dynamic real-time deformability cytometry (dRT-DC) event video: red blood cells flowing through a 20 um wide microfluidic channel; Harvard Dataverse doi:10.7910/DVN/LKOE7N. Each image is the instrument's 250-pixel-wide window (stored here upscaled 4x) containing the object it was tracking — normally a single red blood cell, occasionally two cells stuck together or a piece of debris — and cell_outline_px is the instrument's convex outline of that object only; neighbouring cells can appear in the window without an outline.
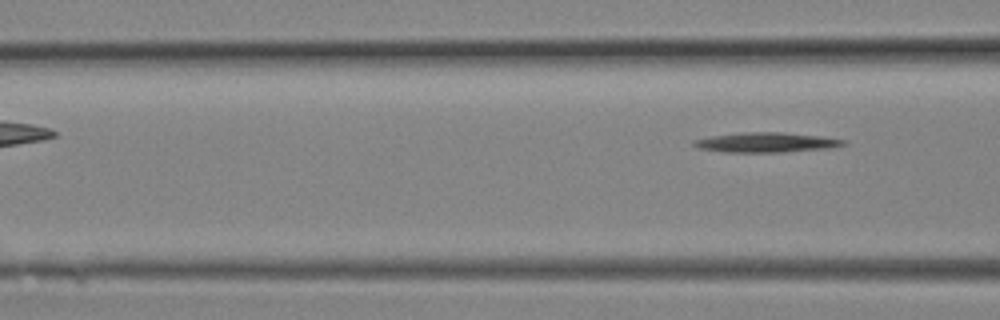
{"species": "Egyptian fruit bat (a non-hibernating species)", "species_latin": "Rousettus aegyptiacus", "temperature_condition": "room temperature", "stored_images_in_passage": 8, "segment_of_instrument_passage": [2, 2], "camera_frame_rate_fps": 3000, "um_per_image_px": 0.085, "animal": {"sex": "female"}, "frame": {"image": 1, "passage_image": 8, "time_ms": 2.333, "image_size_px": [1000, 320], "cell_outline_px": [[848, 144], [828, 148], [784, 152], [724, 152], [696, 148], [692, 144], [692, 140], [712, 136], [744, 132], [784, 132], [820, 136], [848, 140]], "centroid_in_image_um": [65.13, 12.1], "position_along_channel_um": 101.5, "area_um2": 17.4}}